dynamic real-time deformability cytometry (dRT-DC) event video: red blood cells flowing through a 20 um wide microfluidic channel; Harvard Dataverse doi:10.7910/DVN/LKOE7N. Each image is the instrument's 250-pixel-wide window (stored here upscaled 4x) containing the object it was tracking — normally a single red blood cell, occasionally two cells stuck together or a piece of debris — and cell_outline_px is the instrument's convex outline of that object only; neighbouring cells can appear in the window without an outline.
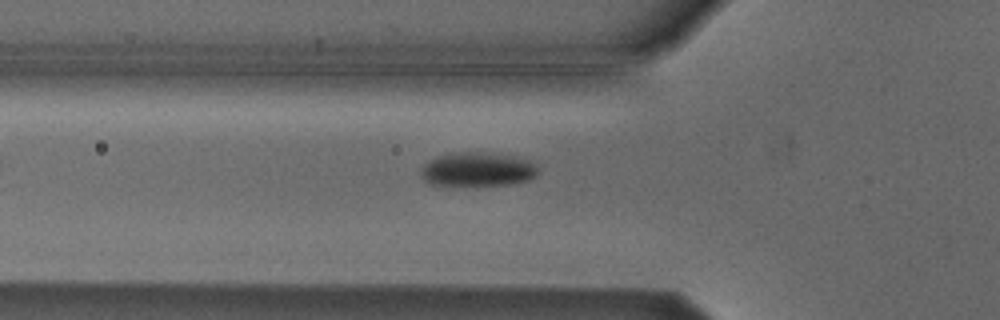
{"species": "Egyptian fruit bat (a non-hibernating species)", "species_latin": "Rousettus aegyptiacus", "temperature_condition": "cold", "stored_images_in_passage": 5, "camera_frame_rate_fps": 3000, "um_per_image_px": 0.085, "animal": {"sex": "male"}, "frame": {"image": 1, "passage_image": 5, "time_ms": 5.0, "image_size_px": [1000, 320], "cell_outline_px": [[536, 176], [528, 180], [508, 184], [428, 184], [420, 176], [420, 168], [424, 164], [440, 156], [468, 152], [492, 152], [516, 156], [532, 160], [536, 164]], "centroid_in_image_um": [40.63, 14.38], "position_along_channel_um": 85.2, "area_um2": 22.89}}